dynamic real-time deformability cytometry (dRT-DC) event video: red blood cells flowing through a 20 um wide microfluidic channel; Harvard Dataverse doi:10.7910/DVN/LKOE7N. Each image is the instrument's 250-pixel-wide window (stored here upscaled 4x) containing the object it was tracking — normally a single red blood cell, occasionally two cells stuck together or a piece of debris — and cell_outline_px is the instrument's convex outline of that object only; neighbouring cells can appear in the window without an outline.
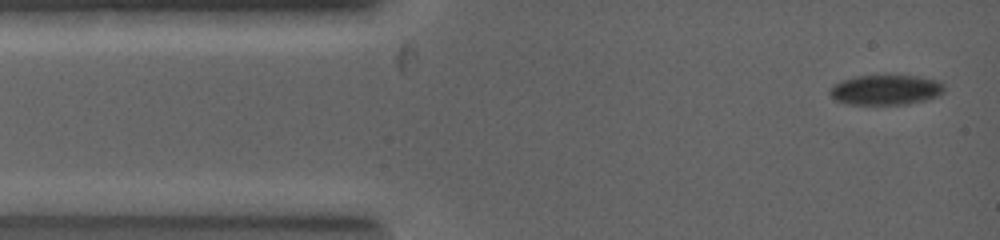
{"species": "common noctule bat (a hibernating species)", "species_latin": "Nyctalus noctula", "temperature_condition": "warm", "stored_images_in_passage": 36, "camera_frame_rate_fps": 5000, "um_per_image_px": 0.085, "animal": {"sex": "female", "body_mass_g": 19.0, "forearm_length_mm": 53.3}, "frame": {"image": 1, "passage_image": 1, "time_ms": 0.0, "image_size_px": [1000, 240], "cell_outline_px": [[944, 92], [936, 96], [924, 100], [904, 104], [848, 104], [836, 100], [828, 92], [836, 84], [844, 80], [860, 76], [916, 76], [936, 80], [944, 88]], "centroid_in_image_um": [75.28, 7.65], "position_along_channel_um": 9.7, "area_um2": 19.42}}
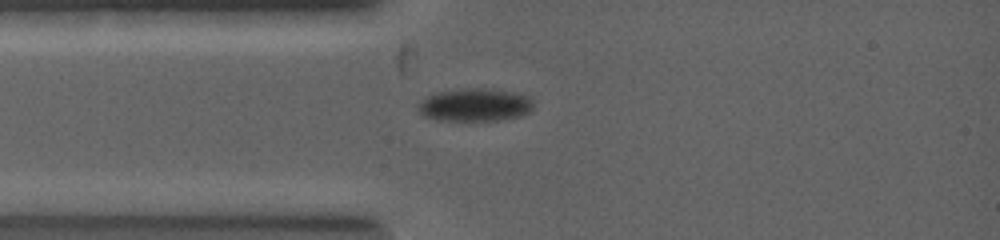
{"frame": {"image": 2, "passage_image": 10, "time_ms": 1.6, "image_size_px": [1000, 240], "cell_outline_px": [[532, 108], [528, 112], [520, 116], [496, 120], [436, 120], [424, 116], [420, 112], [420, 104], [428, 96], [436, 92], [460, 88], [476, 88], [508, 92], [528, 96], [532, 100]], "centroid_in_image_um": [40.35, 8.92], "position_along_channel_um": 44.6, "area_um2": 21.56}}